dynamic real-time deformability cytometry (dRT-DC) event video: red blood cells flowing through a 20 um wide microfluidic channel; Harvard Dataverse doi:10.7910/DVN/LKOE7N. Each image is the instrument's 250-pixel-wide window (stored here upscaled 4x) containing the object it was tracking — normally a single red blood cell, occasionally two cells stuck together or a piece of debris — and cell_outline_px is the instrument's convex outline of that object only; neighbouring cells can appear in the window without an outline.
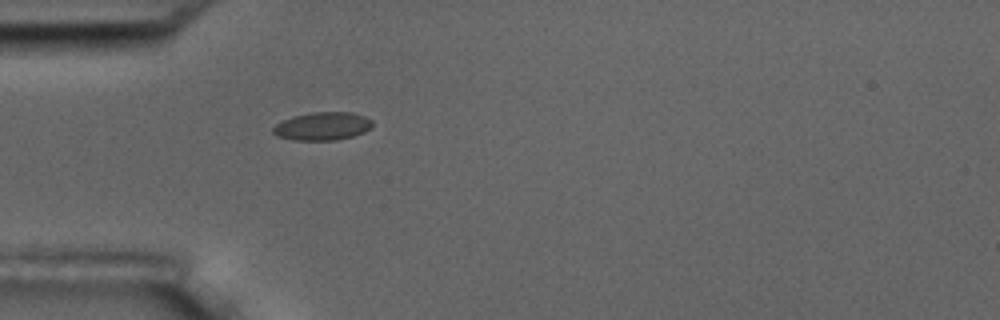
{"species": "common noctule bat (a hibernating species)", "species_latin": "Nyctalus noctula", "temperature_condition": "room temperature", "stored_images_in_passage": 1, "camera_frame_rate_fps": 3000, "um_per_image_px": 0.085, "animal": {"sex": "male", "body_mass_g": 17.5, "forearm_length_mm": 52.3}, "frame": {"image": 1, "passage_image": 1, "time_ms": 0.0, "image_size_px": [1000, 320], "cell_outline_px": [[372, 128], [364, 132], [352, 136], [336, 140], [292, 140], [276, 136], [272, 132], [272, 128], [276, 124], [292, 116], [312, 112], [352, 112], [364, 116], [372, 120]], "centroid_in_image_um": [27.4, 10.72], "position_along_channel_um": 57.6, "area_um2": 16.36}}